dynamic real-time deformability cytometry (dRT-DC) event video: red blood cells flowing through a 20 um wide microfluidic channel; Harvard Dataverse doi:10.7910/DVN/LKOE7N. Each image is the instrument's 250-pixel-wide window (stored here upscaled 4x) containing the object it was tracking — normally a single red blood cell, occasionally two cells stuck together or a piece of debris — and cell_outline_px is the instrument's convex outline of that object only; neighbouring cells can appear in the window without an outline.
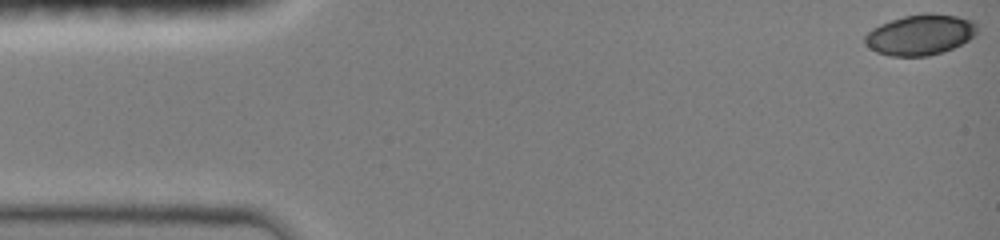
{"species": "common noctule bat (a hibernating species)", "species_latin": "Nyctalus noctula", "temperature_condition": "room temperature", "stored_images_in_passage": 45, "camera_frame_rate_fps": 3000, "um_per_image_px": 0.085, "animal": {"sex": "female", "body_mass_g": 19.0, "forearm_length_mm": 51.5}, "frame": {"image": 1, "passage_image": 1, "time_ms": 0.0, "image_size_px": [1000, 240], "cell_outline_px": [[976, 32], [968, 40], [952, 48], [928, 56], [888, 56], [876, 52], [864, 40], [864, 36], [872, 28], [880, 24], [904, 16], [924, 12], [928, 12], [956, 16], [976, 20]], "centroid_in_image_um": [78.22, 2.94], "position_along_channel_um": 6.8, "area_um2": 26.41}}
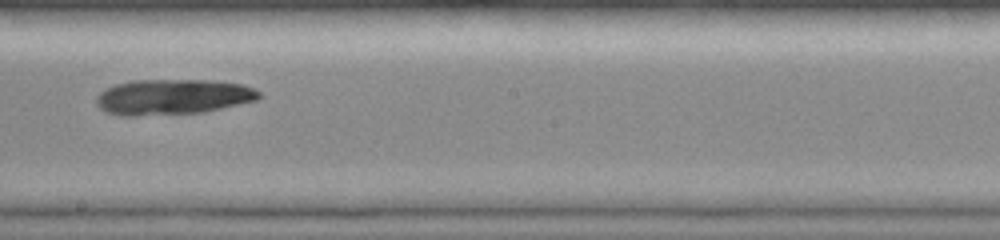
{"frame": {"image": 2, "passage_image": 27, "time_ms": 8.667, "image_size_px": [1000, 240], "cell_outline_px": [[260, 96], [256, 100], [204, 112], [136, 116], [120, 116], [104, 112], [96, 104], [96, 96], [104, 88], [116, 84], [132, 80], [212, 80], [240, 84], [252, 88], [260, 92]], "centroid_in_image_um": [14.61, 8.24], "position_along_channel_um": 233.6, "area_um2": 33.76}}
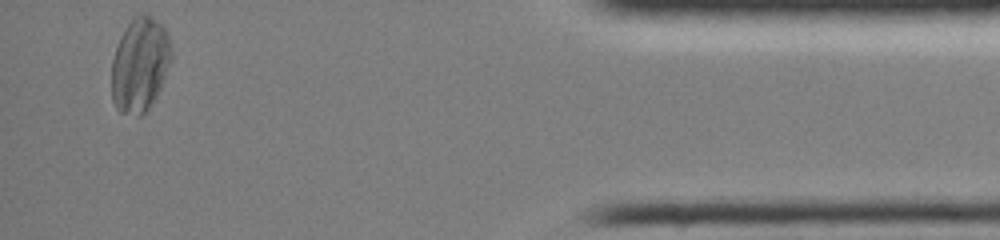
{"frame": {"image": 3, "passage_image": 45, "time_ms": 14.667, "image_size_px": [1000, 240], "cell_outline_px": [[172, 56], [160, 88], [152, 104], [140, 116], [136, 116], [120, 112], [116, 108], [112, 100], [112, 60], [120, 36], [136, 12], [144, 12], [152, 16], [168, 32], [172, 48]], "centroid_in_image_um": [11.89, 5.46], "position_along_channel_um": 423.3, "area_um2": 33.06}}